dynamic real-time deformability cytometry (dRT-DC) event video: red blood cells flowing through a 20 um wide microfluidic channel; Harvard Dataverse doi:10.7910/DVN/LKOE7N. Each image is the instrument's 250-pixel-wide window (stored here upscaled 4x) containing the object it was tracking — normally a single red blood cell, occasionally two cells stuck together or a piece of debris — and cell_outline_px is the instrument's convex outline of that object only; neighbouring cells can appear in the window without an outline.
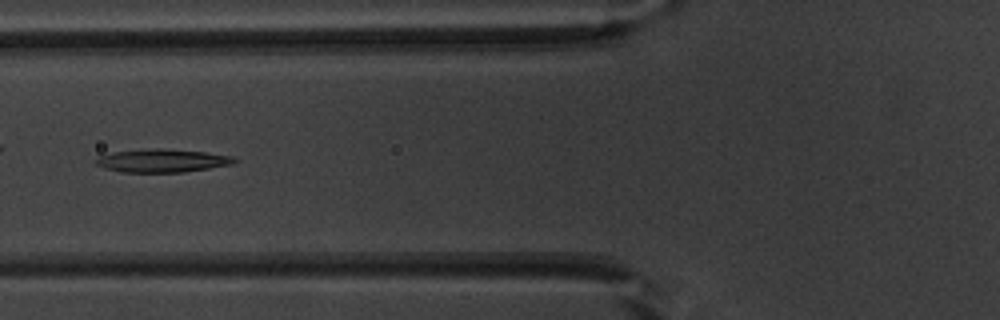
{"species": "common noctule bat (a hibernating species)", "species_latin": "Nyctalus noctula", "temperature_condition": "warm", "stored_images_in_passage": 51, "camera_frame_rate_fps": 3000, "um_per_image_px": 0.085, "animal": {"sex": "male", "body_mass_g": 20.1, "forearm_length_mm": 53.5}, "frame": {"image": 1, "passage_image": 19, "time_ms": 6.0, "image_size_px": [1000, 320], "cell_outline_px": [[240, 160], [232, 164], [184, 172], [120, 172], [104, 168], [96, 164], [92, 160], [100, 156], [112, 152], [160, 148], [204, 152], [232, 156]], "centroid_in_image_um": [13.77, 13.66], "position_along_channel_um": 112.0, "area_um2": 18.61}}
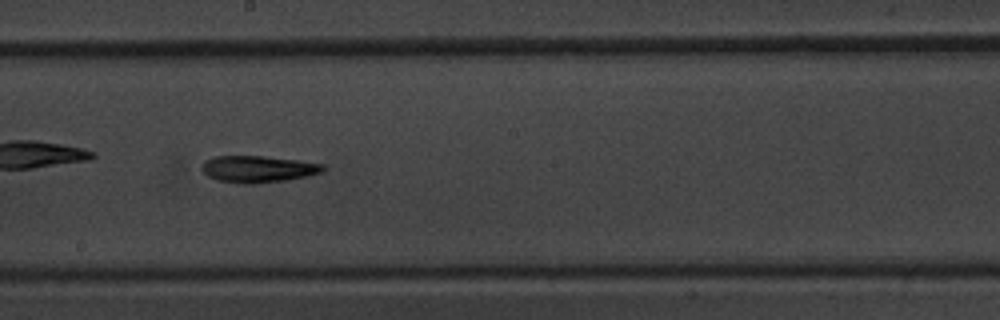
{"frame": {"image": 2, "passage_image": 28, "time_ms": 9.0, "image_size_px": [1000, 320], "cell_outline_px": [[324, 172], [308, 176], [288, 180], [256, 184], [240, 184], [216, 180], [208, 176], [200, 168], [212, 156], [264, 156], [296, 160], [324, 164]], "centroid_in_image_um": [21.95, 14.38], "position_along_channel_um": 226.3, "area_um2": 19.02}}
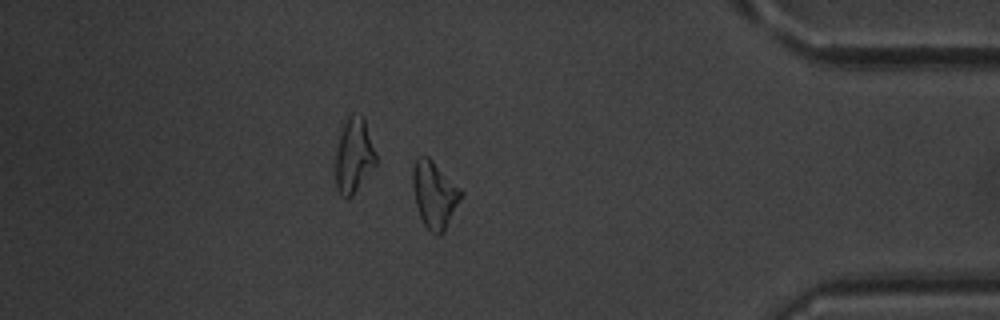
{"frame": {"image": 3, "passage_image": 44, "time_ms": 14.333, "image_size_px": [1000, 320], "cell_outline_px": [[464, 196], [444, 232], [436, 236], [424, 224], [420, 216], [416, 204], [412, 188], [412, 168], [416, 160], [420, 156], [428, 156], [464, 192]], "centroid_in_image_um": [36.95, 16.55], "position_along_channel_um": 398.3, "area_um2": 18.9}}